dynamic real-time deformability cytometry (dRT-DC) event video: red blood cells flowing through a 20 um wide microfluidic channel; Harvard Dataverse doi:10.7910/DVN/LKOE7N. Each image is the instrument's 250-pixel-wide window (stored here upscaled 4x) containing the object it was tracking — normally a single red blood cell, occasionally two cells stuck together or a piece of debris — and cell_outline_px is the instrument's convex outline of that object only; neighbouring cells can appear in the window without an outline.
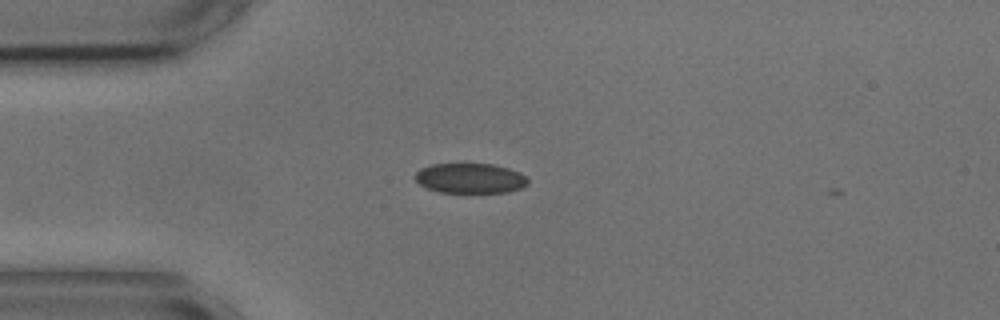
{"species": "common noctule bat (a hibernating species)", "species_latin": "Nyctalus noctula", "temperature_condition": "cold", "stored_images_in_passage": 4, "camera_frame_rate_fps": 3000, "um_per_image_px": 0.085, "animal": {"sex": "male", "body_mass_g": 17.9, "forearm_length_mm": 54.2}, "frame": {"image": 1, "passage_image": 1, "time_ms": 0.0, "image_size_px": [1000, 320], "cell_outline_px": [[528, 184], [520, 188], [508, 192], [440, 192], [428, 188], [420, 184], [416, 180], [416, 172], [420, 168], [432, 164], [492, 164], [508, 168], [520, 172], [528, 176]], "centroid_in_image_um": [40.0, 15.14], "position_along_channel_um": 45.0, "area_um2": 19.65}}